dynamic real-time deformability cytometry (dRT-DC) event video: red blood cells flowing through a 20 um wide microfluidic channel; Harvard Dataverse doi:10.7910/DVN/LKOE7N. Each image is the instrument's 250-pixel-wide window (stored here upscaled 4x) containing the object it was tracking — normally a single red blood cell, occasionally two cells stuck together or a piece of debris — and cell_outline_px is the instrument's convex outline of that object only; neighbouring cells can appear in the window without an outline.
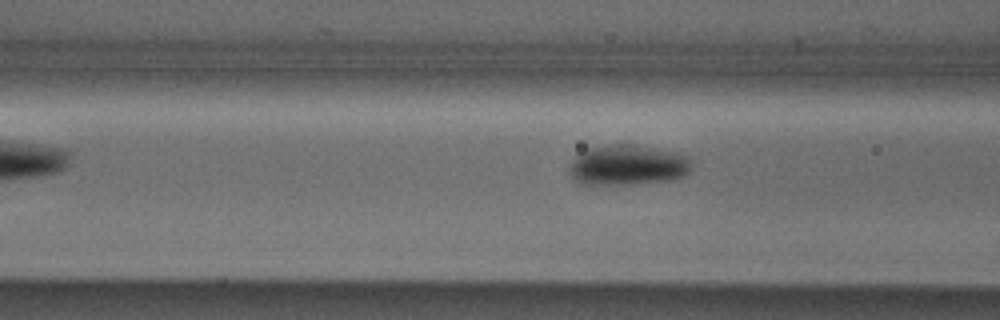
{"species": "Egyptian fruit bat (a non-hibernating species)", "species_latin": "Rousettus aegyptiacus", "temperature_condition": "cold", "stored_images_in_passage": 3, "camera_frame_rate_fps": 3000, "um_per_image_px": 0.085, "animal": {"sex": "male"}, "frame": {"image": 1, "passage_image": 3, "time_ms": 2.667, "image_size_px": [1000, 320], "cell_outline_px": [[692, 168], [684, 176], [672, 180], [632, 184], [584, 184], [576, 180], [572, 176], [568, 168], [572, 160], [580, 152], [588, 148], [612, 144], [632, 144], [676, 152], [688, 156], [692, 160]], "centroid_in_image_um": [53.39, 14.02], "position_along_channel_um": 113.2, "area_um2": 28.9}}